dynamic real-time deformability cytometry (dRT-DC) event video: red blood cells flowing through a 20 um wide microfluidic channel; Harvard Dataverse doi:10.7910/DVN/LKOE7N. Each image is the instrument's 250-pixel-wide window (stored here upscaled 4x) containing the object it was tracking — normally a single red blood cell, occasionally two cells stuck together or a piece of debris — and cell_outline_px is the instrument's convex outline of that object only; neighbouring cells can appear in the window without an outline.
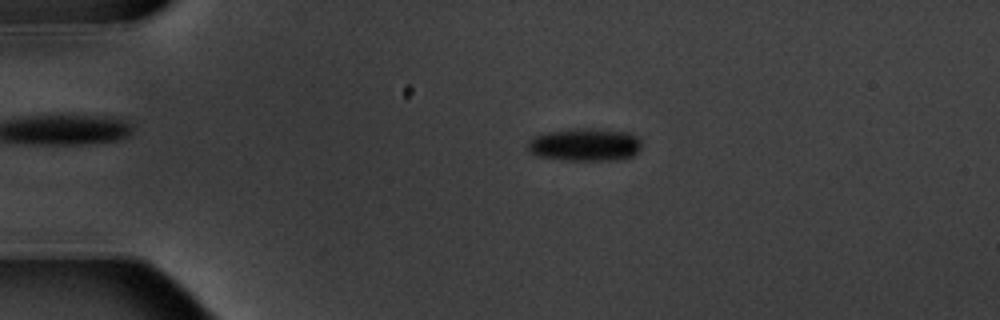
{"species": "common noctule bat (a hibernating species)", "species_latin": "Nyctalus noctula", "temperature_condition": "warm", "stored_images_in_passage": 7, "camera_frame_rate_fps": 3000, "um_per_image_px": 0.085, "animal": {"sex": "male", "body_mass_g": 20.1, "forearm_length_mm": 53.5}, "frame": {"image": 1, "passage_image": 3, "time_ms": 2.333, "image_size_px": [1000, 320], "cell_outline_px": [[640, 148], [632, 156], [620, 160], [568, 160], [536, 156], [524, 144], [532, 136], [544, 132], [572, 128], [592, 128], [632, 132], [640, 140]], "centroid_in_image_um": [49.68, 12.28], "position_along_channel_um": 35.3, "area_um2": 22.2}}
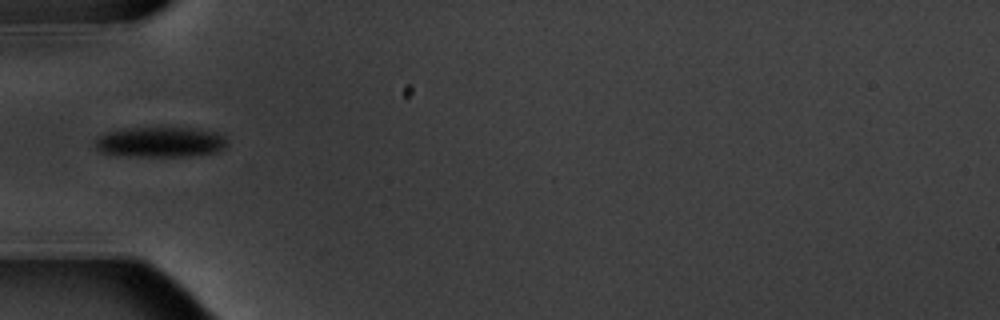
{"frame": {"image": 2, "passage_image": 5, "time_ms": 4.667, "image_size_px": [1000, 320], "cell_outline_px": [[228, 148], [216, 152], [192, 156], [128, 156], [100, 152], [96, 148], [96, 136], [104, 132], [128, 128], [188, 128], [216, 132], [224, 136], [228, 140]], "centroid_in_image_um": [13.65, 12.08], "position_along_channel_um": 71.3, "area_um2": 23.52}}
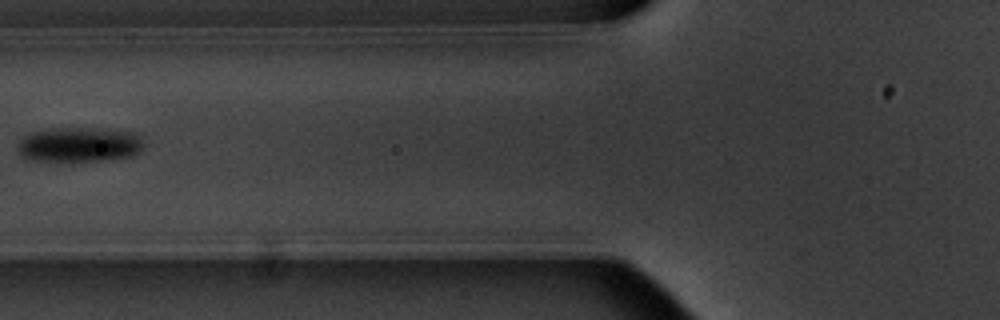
{"frame": {"image": 3, "passage_image": 6, "time_ms": 6.0, "image_size_px": [1000, 320], "cell_outline_px": [[144, 144], [140, 152], [132, 156], [108, 160], [32, 160], [24, 156], [20, 152], [20, 144], [32, 132], [56, 128], [80, 128], [132, 132]], "centroid_in_image_um": [6.81, 12.3], "position_along_channel_um": 119.0, "area_um2": 24.51}}